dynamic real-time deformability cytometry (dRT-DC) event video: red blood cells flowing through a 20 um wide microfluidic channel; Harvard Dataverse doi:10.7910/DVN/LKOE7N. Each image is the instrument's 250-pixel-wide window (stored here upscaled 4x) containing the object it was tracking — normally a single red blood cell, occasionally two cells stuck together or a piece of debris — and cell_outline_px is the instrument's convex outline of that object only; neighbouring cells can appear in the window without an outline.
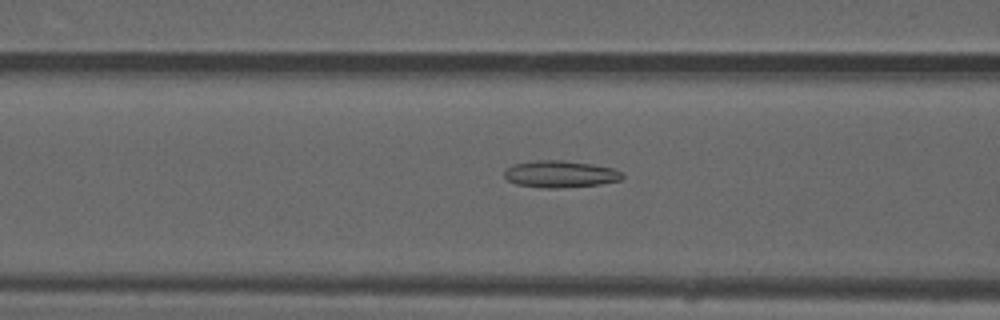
{"species": "common noctule bat (a hibernating species)", "species_latin": "Nyctalus noctula", "temperature_condition": "warm", "stored_images_in_passage": 44, "camera_frame_rate_fps": 3000, "um_per_image_px": 0.085, "animal": {"sex": "male", "forearm_length_mm": 52.5}, "frame": {"image": 1, "passage_image": 19, "time_ms": 6.0, "image_size_px": [1000, 320], "cell_outline_px": [[624, 176], [620, 180], [600, 184], [556, 188], [540, 188], [516, 184], [508, 180], [504, 176], [504, 172], [512, 164], [536, 160], [564, 160], [592, 164], [612, 168], [620, 172]], "centroid_in_image_um": [47.59, 14.79], "position_along_channel_um": 119.0, "area_um2": 18.44}}
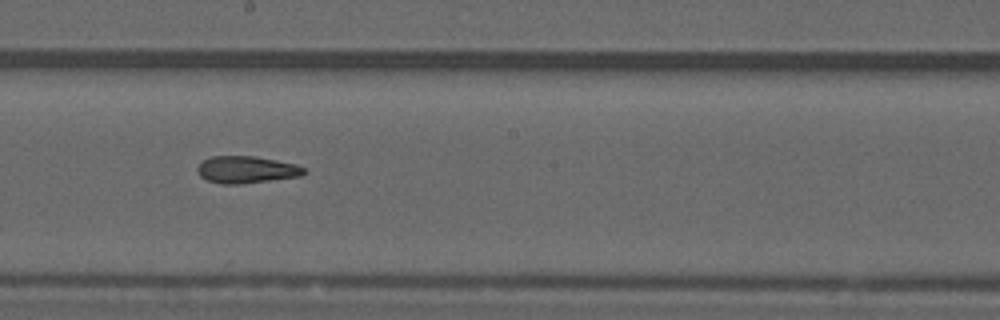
{"frame": {"image": 2, "passage_image": 27, "time_ms": 8.667, "image_size_px": [1000, 320], "cell_outline_px": [[308, 172], [300, 176], [240, 184], [220, 184], [208, 180], [200, 176], [196, 168], [204, 160], [212, 156], [252, 156], [276, 160], [296, 164], [304, 168]], "centroid_in_image_um": [20.95, 14.42], "position_along_channel_um": 227.3, "area_um2": 16.7}}
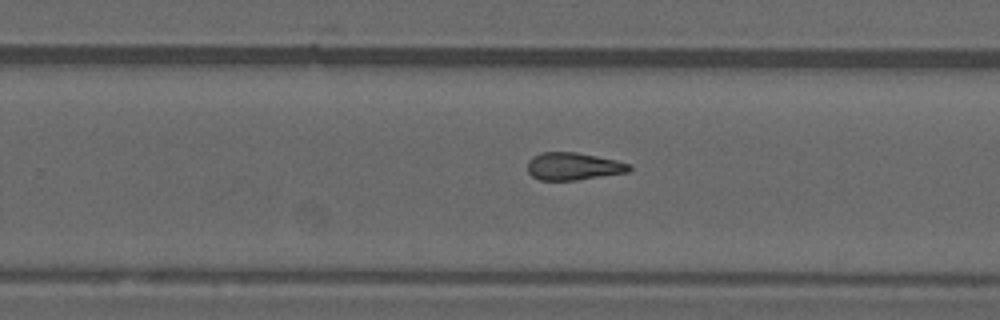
{"frame": {"image": 3, "passage_image": 31, "time_ms": 10.0, "image_size_px": [1000, 320], "cell_outline_px": [[632, 168], [628, 172], [576, 180], [540, 180], [532, 176], [528, 172], [528, 160], [532, 156], [540, 152], [576, 152], [616, 160], [632, 164]], "centroid_in_image_um": [48.73, 14.13], "position_along_channel_um": 281.1, "area_um2": 16.36}}